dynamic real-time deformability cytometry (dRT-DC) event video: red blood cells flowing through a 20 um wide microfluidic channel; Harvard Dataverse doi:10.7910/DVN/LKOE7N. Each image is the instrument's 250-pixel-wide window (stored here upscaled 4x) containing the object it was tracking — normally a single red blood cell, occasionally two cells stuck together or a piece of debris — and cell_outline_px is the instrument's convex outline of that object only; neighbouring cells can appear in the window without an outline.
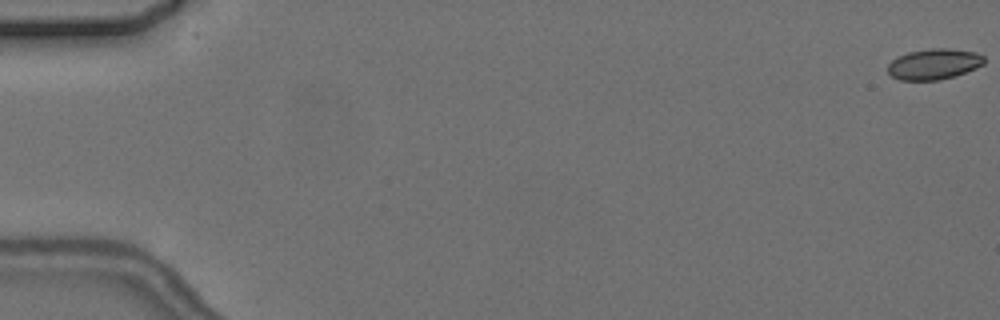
{"species": "common noctule bat (a hibernating species)", "species_latin": "Nyctalus noctula", "temperature_condition": "cold", "stored_images_in_passage": 5, "camera_frame_rate_fps": 3000, "um_per_image_px": 0.085, "animal": {"sex": "female", "body_mass_g": 24.6, "forearm_length_mm": 56.2}, "frame": {"image": 1, "passage_image": 1, "time_ms": 0.0, "image_size_px": [1000, 320], "cell_outline_px": [[984, 64], [976, 68], [956, 76], [940, 80], [900, 80], [892, 76], [888, 72], [888, 64], [896, 56], [908, 52], [932, 48], [948, 48], [976, 52], [984, 56]], "centroid_in_image_um": [79.39, 5.44], "position_along_channel_um": 5.6, "area_um2": 17.4}}
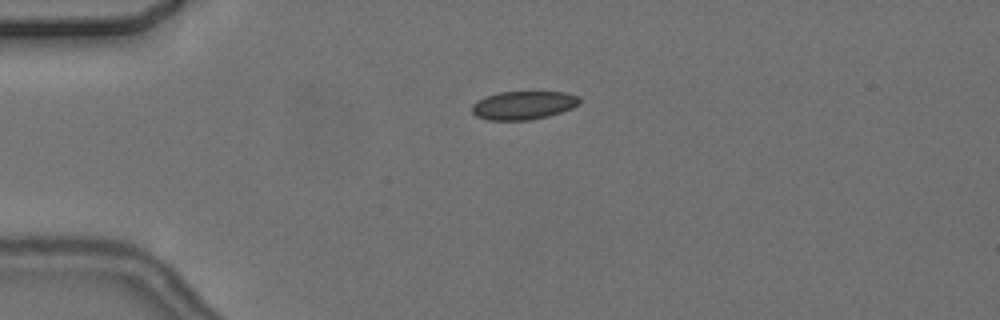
{"frame": {"image": 2, "passage_image": 5, "time_ms": 4.667, "image_size_px": [1000, 320], "cell_outline_px": [[580, 104], [572, 108], [548, 116], [528, 120], [488, 120], [476, 116], [472, 112], [472, 104], [488, 96], [500, 92], [564, 92], [580, 96]], "centroid_in_image_um": [44.52, 8.95], "position_along_channel_um": 40.5, "area_um2": 17.69}}